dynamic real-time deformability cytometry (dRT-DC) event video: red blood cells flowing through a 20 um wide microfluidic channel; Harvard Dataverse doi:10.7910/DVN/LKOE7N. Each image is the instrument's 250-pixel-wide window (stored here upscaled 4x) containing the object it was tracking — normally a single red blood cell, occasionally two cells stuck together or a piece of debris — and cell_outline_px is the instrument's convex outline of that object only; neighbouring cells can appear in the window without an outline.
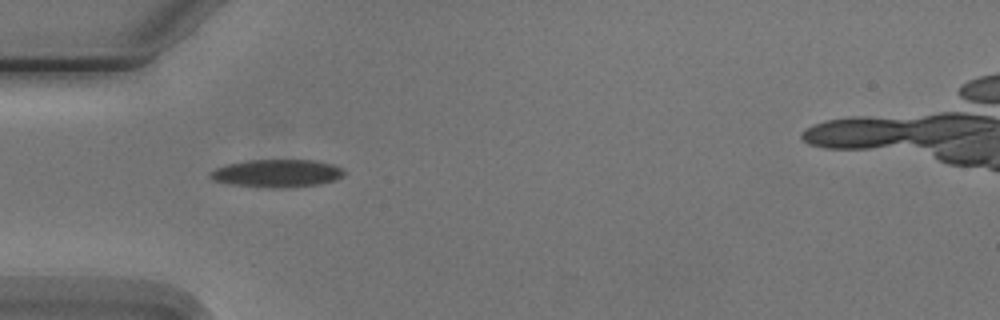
{"species": "Egyptian fruit bat (a non-hibernating species)", "species_latin": "Rousettus aegyptiacus", "temperature_condition": "cold", "stored_images_in_passage": 5, "camera_frame_rate_fps": 3000, "um_per_image_px": 0.085, "animal": {"sex": "male"}, "frame": {"image": 1, "passage_image": 5, "time_ms": 4.667, "image_size_px": [1000, 320], "cell_outline_px": [[344, 176], [336, 180], [320, 184], [284, 188], [268, 188], [232, 184], [212, 180], [208, 176], [208, 172], [216, 168], [228, 164], [248, 160], [312, 160], [332, 164], [340, 168], [344, 172]], "centroid_in_image_um": [23.52, 14.74], "position_along_channel_um": 61.5, "area_um2": 21.73}}